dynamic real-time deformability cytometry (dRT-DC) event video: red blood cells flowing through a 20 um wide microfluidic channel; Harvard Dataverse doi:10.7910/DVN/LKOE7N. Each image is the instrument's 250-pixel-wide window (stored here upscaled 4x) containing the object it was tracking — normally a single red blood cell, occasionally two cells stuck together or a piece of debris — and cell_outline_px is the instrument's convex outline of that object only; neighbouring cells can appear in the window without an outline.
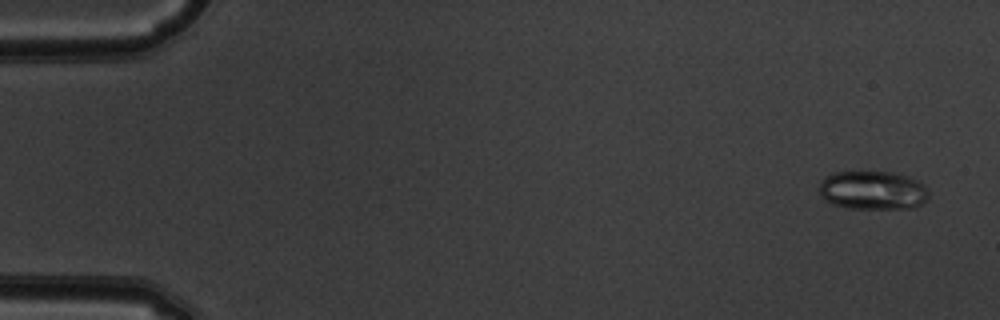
{"species": "common noctule bat (a hibernating species)", "species_latin": "Nyctalus noctula", "temperature_condition": "warm", "stored_images_in_passage": 52, "camera_frame_rate_fps": 3000, "um_per_image_px": 0.085, "animal": {"sex": "male", "body_mass_g": 19.5, "forearm_length_mm": 54.6}, "frame": {"image": 1, "passage_image": 3, "time_ms": 0.667, "image_size_px": [1000, 320], "cell_outline_px": [[928, 200], [916, 208], [848, 208], [832, 204], [824, 200], [820, 196], [820, 180], [824, 176], [832, 172], [892, 172], [908, 176], [924, 184], [928, 192]], "centroid_in_image_um": [74.17, 16.18], "position_along_channel_um": 10.8, "area_um2": 24.97}}
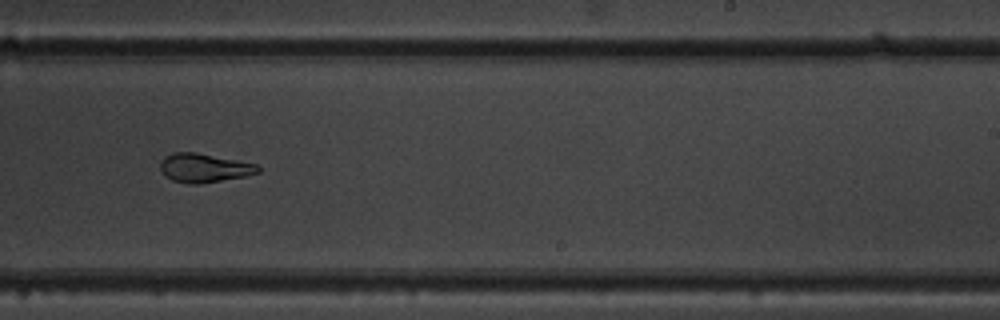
{"frame": {"image": 2, "passage_image": 33, "time_ms": 10.667, "image_size_px": [1000, 320], "cell_outline_px": [[260, 172], [244, 176], [196, 184], [188, 184], [172, 180], [164, 176], [160, 168], [160, 164], [164, 156], [172, 152], [196, 152], [256, 164], [260, 168]], "centroid_in_image_um": [17.3, 14.26], "position_along_channel_um": 271.7, "area_um2": 16.3}}
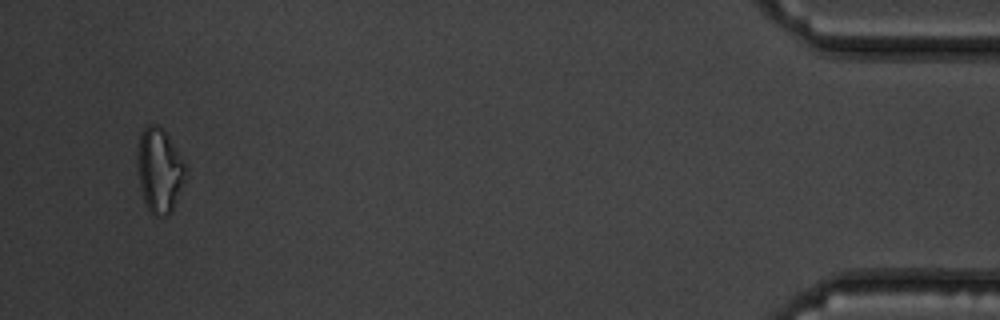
{"frame": {"image": 3, "passage_image": 50, "time_ms": 16.333, "image_size_px": [1000, 320], "cell_outline_px": [[184, 176], [172, 212], [168, 216], [156, 216], [148, 208], [144, 200], [140, 188], [136, 156], [140, 136], [144, 128], [148, 124], [156, 124], [168, 136], [184, 160]], "centroid_in_image_um": [13.52, 14.48], "position_along_channel_um": 421.7, "area_um2": 23.24}, "authors_computed_cell_mechanics": {"area_um2": 19.1029, "velocity_mm_per_s": 3.9676, "shape_relaxation_time_tau1_ms": 7.3373, "shape_relaxation_time_tau2_ms": 2.0968, "deformation_change_tau1": 0.2065, "deformation_change_tau2": 0.0411}}